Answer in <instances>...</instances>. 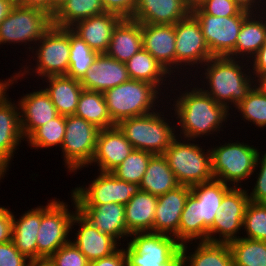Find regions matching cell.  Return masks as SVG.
<instances>
[{
	"label": "cell",
	"instance_id": "cell-1",
	"mask_svg": "<svg viewBox=\"0 0 266 266\" xmlns=\"http://www.w3.org/2000/svg\"><path fill=\"white\" fill-rule=\"evenodd\" d=\"M191 81V86L185 83L186 88H174L175 91L179 92L172 100L174 101L171 105L174 109V117L177 120L175 123L177 136L197 140L205 136H211L212 134H220V129L224 126L223 124L228 122L230 115L229 109L220 103H217L211 96L207 95L201 88L200 85ZM194 85V86H193ZM199 87H198V86ZM193 88H188L192 87ZM189 89V90H188ZM216 132V133H215ZM182 135V136H181Z\"/></svg>",
	"mask_w": 266,
	"mask_h": 266
},
{
	"label": "cell",
	"instance_id": "cell-2",
	"mask_svg": "<svg viewBox=\"0 0 266 266\" xmlns=\"http://www.w3.org/2000/svg\"><path fill=\"white\" fill-rule=\"evenodd\" d=\"M241 60L227 56L212 57L197 71L198 74L202 71L200 78L203 81L200 82V88L217 103L225 105L229 110L231 108L232 111V106L234 108L243 101L254 87L249 61Z\"/></svg>",
	"mask_w": 266,
	"mask_h": 266
},
{
	"label": "cell",
	"instance_id": "cell-3",
	"mask_svg": "<svg viewBox=\"0 0 266 266\" xmlns=\"http://www.w3.org/2000/svg\"><path fill=\"white\" fill-rule=\"evenodd\" d=\"M179 223V243L209 242V228L224 195L232 186L213 178L191 186ZM199 240V241H197Z\"/></svg>",
	"mask_w": 266,
	"mask_h": 266
},
{
	"label": "cell",
	"instance_id": "cell-4",
	"mask_svg": "<svg viewBox=\"0 0 266 266\" xmlns=\"http://www.w3.org/2000/svg\"><path fill=\"white\" fill-rule=\"evenodd\" d=\"M103 94L115 125L124 119L158 110L156 107H160V102H163L165 96L155 85L132 79L108 89ZM161 95H163L162 98H160Z\"/></svg>",
	"mask_w": 266,
	"mask_h": 266
},
{
	"label": "cell",
	"instance_id": "cell-5",
	"mask_svg": "<svg viewBox=\"0 0 266 266\" xmlns=\"http://www.w3.org/2000/svg\"><path fill=\"white\" fill-rule=\"evenodd\" d=\"M31 52L32 55H29V57H33L36 65L34 67L23 65L20 71L17 72L18 80L22 81L32 73L38 76L37 80L38 78L43 80L49 76L66 75L69 69L70 28H60L52 25L36 42Z\"/></svg>",
	"mask_w": 266,
	"mask_h": 266
},
{
	"label": "cell",
	"instance_id": "cell-6",
	"mask_svg": "<svg viewBox=\"0 0 266 266\" xmlns=\"http://www.w3.org/2000/svg\"><path fill=\"white\" fill-rule=\"evenodd\" d=\"M159 109L149 114L120 121L116 126L134 149L163 155L176 135V125ZM169 122H168V121ZM171 124V125H170Z\"/></svg>",
	"mask_w": 266,
	"mask_h": 266
},
{
	"label": "cell",
	"instance_id": "cell-7",
	"mask_svg": "<svg viewBox=\"0 0 266 266\" xmlns=\"http://www.w3.org/2000/svg\"><path fill=\"white\" fill-rule=\"evenodd\" d=\"M180 138L176 136L163 153L179 184L191 187L212 180L210 147L205 152L201 144L193 143L196 140Z\"/></svg>",
	"mask_w": 266,
	"mask_h": 266
},
{
	"label": "cell",
	"instance_id": "cell-8",
	"mask_svg": "<svg viewBox=\"0 0 266 266\" xmlns=\"http://www.w3.org/2000/svg\"><path fill=\"white\" fill-rule=\"evenodd\" d=\"M210 152L213 178L232 187H242L241 183L254 174L257 157L262 151L244 141L230 140L223 145L211 146Z\"/></svg>",
	"mask_w": 266,
	"mask_h": 266
},
{
	"label": "cell",
	"instance_id": "cell-9",
	"mask_svg": "<svg viewBox=\"0 0 266 266\" xmlns=\"http://www.w3.org/2000/svg\"><path fill=\"white\" fill-rule=\"evenodd\" d=\"M127 247V266H180L181 244L174 236L153 232L132 233Z\"/></svg>",
	"mask_w": 266,
	"mask_h": 266
},
{
	"label": "cell",
	"instance_id": "cell-10",
	"mask_svg": "<svg viewBox=\"0 0 266 266\" xmlns=\"http://www.w3.org/2000/svg\"><path fill=\"white\" fill-rule=\"evenodd\" d=\"M70 196L71 202L73 201L71 204L73 211L69 210L66 202L56 197L48 200L49 203L45 206L41 205V223L37 234V260L48 259L60 247L71 241L69 237L71 224L78 209L74 197Z\"/></svg>",
	"mask_w": 266,
	"mask_h": 266
},
{
	"label": "cell",
	"instance_id": "cell-11",
	"mask_svg": "<svg viewBox=\"0 0 266 266\" xmlns=\"http://www.w3.org/2000/svg\"><path fill=\"white\" fill-rule=\"evenodd\" d=\"M52 25V15L43 9L16 5L0 24V45L25 43L23 46L29 49L30 54L36 42Z\"/></svg>",
	"mask_w": 266,
	"mask_h": 266
},
{
	"label": "cell",
	"instance_id": "cell-12",
	"mask_svg": "<svg viewBox=\"0 0 266 266\" xmlns=\"http://www.w3.org/2000/svg\"><path fill=\"white\" fill-rule=\"evenodd\" d=\"M65 135L61 153L67 172L75 173L88 168L95 153L100 129L85 119L74 115L65 116Z\"/></svg>",
	"mask_w": 266,
	"mask_h": 266
},
{
	"label": "cell",
	"instance_id": "cell-13",
	"mask_svg": "<svg viewBox=\"0 0 266 266\" xmlns=\"http://www.w3.org/2000/svg\"><path fill=\"white\" fill-rule=\"evenodd\" d=\"M174 28L176 37L175 48L177 75L178 77L181 76L183 79H186L189 77L186 75L188 74L186 72L193 71L196 67L194 69V76L192 75V77L195 78V75L198 77V74H196L197 69L199 70L200 67H202L201 65L213 57L202 34L199 21L191 13H189L185 18L175 23ZM187 66L194 68L191 70ZM186 69H188V71ZM181 71L185 76L179 74Z\"/></svg>",
	"mask_w": 266,
	"mask_h": 266
},
{
	"label": "cell",
	"instance_id": "cell-14",
	"mask_svg": "<svg viewBox=\"0 0 266 266\" xmlns=\"http://www.w3.org/2000/svg\"><path fill=\"white\" fill-rule=\"evenodd\" d=\"M198 21L206 44L213 57L228 56L236 46L243 20L250 12L242 10L238 15L223 17L205 14L199 7L190 12Z\"/></svg>",
	"mask_w": 266,
	"mask_h": 266
},
{
	"label": "cell",
	"instance_id": "cell-15",
	"mask_svg": "<svg viewBox=\"0 0 266 266\" xmlns=\"http://www.w3.org/2000/svg\"><path fill=\"white\" fill-rule=\"evenodd\" d=\"M86 185L71 190L77 205H102L119 203L126 205L140 191V186L118 179L111 172H100Z\"/></svg>",
	"mask_w": 266,
	"mask_h": 266
},
{
	"label": "cell",
	"instance_id": "cell-16",
	"mask_svg": "<svg viewBox=\"0 0 266 266\" xmlns=\"http://www.w3.org/2000/svg\"><path fill=\"white\" fill-rule=\"evenodd\" d=\"M249 202L246 188L232 187L224 195L213 225L209 228V242L229 243L242 237L238 234L242 231L245 210Z\"/></svg>",
	"mask_w": 266,
	"mask_h": 266
},
{
	"label": "cell",
	"instance_id": "cell-17",
	"mask_svg": "<svg viewBox=\"0 0 266 266\" xmlns=\"http://www.w3.org/2000/svg\"><path fill=\"white\" fill-rule=\"evenodd\" d=\"M174 25L142 24V48L149 52L170 74L176 73V48ZM175 73V74H173Z\"/></svg>",
	"mask_w": 266,
	"mask_h": 266
},
{
	"label": "cell",
	"instance_id": "cell-18",
	"mask_svg": "<svg viewBox=\"0 0 266 266\" xmlns=\"http://www.w3.org/2000/svg\"><path fill=\"white\" fill-rule=\"evenodd\" d=\"M79 226L74 239L71 242L86 256L89 262L111 256L120 247L111 236L99 231L95 226L88 222L78 211L75 213L72 228ZM74 226V227H73ZM74 240V241H73Z\"/></svg>",
	"mask_w": 266,
	"mask_h": 266
},
{
	"label": "cell",
	"instance_id": "cell-19",
	"mask_svg": "<svg viewBox=\"0 0 266 266\" xmlns=\"http://www.w3.org/2000/svg\"><path fill=\"white\" fill-rule=\"evenodd\" d=\"M7 94L0 101V168L8 172L15 151L21 140H25L20 124V109L18 102H12Z\"/></svg>",
	"mask_w": 266,
	"mask_h": 266
},
{
	"label": "cell",
	"instance_id": "cell-20",
	"mask_svg": "<svg viewBox=\"0 0 266 266\" xmlns=\"http://www.w3.org/2000/svg\"><path fill=\"white\" fill-rule=\"evenodd\" d=\"M133 146L117 126L100 129L90 166L98 171L112 172L132 152Z\"/></svg>",
	"mask_w": 266,
	"mask_h": 266
},
{
	"label": "cell",
	"instance_id": "cell-21",
	"mask_svg": "<svg viewBox=\"0 0 266 266\" xmlns=\"http://www.w3.org/2000/svg\"><path fill=\"white\" fill-rule=\"evenodd\" d=\"M190 192L191 188L189 186L180 185L158 196L153 233L174 236L179 242L180 218Z\"/></svg>",
	"mask_w": 266,
	"mask_h": 266
},
{
	"label": "cell",
	"instance_id": "cell-22",
	"mask_svg": "<svg viewBox=\"0 0 266 266\" xmlns=\"http://www.w3.org/2000/svg\"><path fill=\"white\" fill-rule=\"evenodd\" d=\"M41 88L26 94L23 93L18 100L21 130L25 139L38 127L45 125L58 115L49 94L43 87Z\"/></svg>",
	"mask_w": 266,
	"mask_h": 266
},
{
	"label": "cell",
	"instance_id": "cell-23",
	"mask_svg": "<svg viewBox=\"0 0 266 266\" xmlns=\"http://www.w3.org/2000/svg\"><path fill=\"white\" fill-rule=\"evenodd\" d=\"M78 212L99 231L111 236L117 242L128 239L125 222V205L107 203L102 205H77Z\"/></svg>",
	"mask_w": 266,
	"mask_h": 266
},
{
	"label": "cell",
	"instance_id": "cell-24",
	"mask_svg": "<svg viewBox=\"0 0 266 266\" xmlns=\"http://www.w3.org/2000/svg\"><path fill=\"white\" fill-rule=\"evenodd\" d=\"M129 80L125 63L100 53L80 83L86 90L104 93Z\"/></svg>",
	"mask_w": 266,
	"mask_h": 266
},
{
	"label": "cell",
	"instance_id": "cell-25",
	"mask_svg": "<svg viewBox=\"0 0 266 266\" xmlns=\"http://www.w3.org/2000/svg\"><path fill=\"white\" fill-rule=\"evenodd\" d=\"M122 19L118 14L105 12L81 20L70 29L100 54L107 51L112 33Z\"/></svg>",
	"mask_w": 266,
	"mask_h": 266
},
{
	"label": "cell",
	"instance_id": "cell-26",
	"mask_svg": "<svg viewBox=\"0 0 266 266\" xmlns=\"http://www.w3.org/2000/svg\"><path fill=\"white\" fill-rule=\"evenodd\" d=\"M190 12L184 0H137L131 19L141 24L174 25Z\"/></svg>",
	"mask_w": 266,
	"mask_h": 266
},
{
	"label": "cell",
	"instance_id": "cell-27",
	"mask_svg": "<svg viewBox=\"0 0 266 266\" xmlns=\"http://www.w3.org/2000/svg\"><path fill=\"white\" fill-rule=\"evenodd\" d=\"M265 42L266 10L250 13L243 20L235 49L227 57L250 61Z\"/></svg>",
	"mask_w": 266,
	"mask_h": 266
},
{
	"label": "cell",
	"instance_id": "cell-28",
	"mask_svg": "<svg viewBox=\"0 0 266 266\" xmlns=\"http://www.w3.org/2000/svg\"><path fill=\"white\" fill-rule=\"evenodd\" d=\"M142 48V24L123 18L115 27L106 55L126 63Z\"/></svg>",
	"mask_w": 266,
	"mask_h": 266
},
{
	"label": "cell",
	"instance_id": "cell-29",
	"mask_svg": "<svg viewBox=\"0 0 266 266\" xmlns=\"http://www.w3.org/2000/svg\"><path fill=\"white\" fill-rule=\"evenodd\" d=\"M187 245L180 247V266H234L228 243L200 241L192 252Z\"/></svg>",
	"mask_w": 266,
	"mask_h": 266
},
{
	"label": "cell",
	"instance_id": "cell-30",
	"mask_svg": "<svg viewBox=\"0 0 266 266\" xmlns=\"http://www.w3.org/2000/svg\"><path fill=\"white\" fill-rule=\"evenodd\" d=\"M42 81L48 85L46 88L44 86V89L49 94L58 114L74 115L79 97L84 89L80 81L66 75L49 76Z\"/></svg>",
	"mask_w": 266,
	"mask_h": 266
},
{
	"label": "cell",
	"instance_id": "cell-31",
	"mask_svg": "<svg viewBox=\"0 0 266 266\" xmlns=\"http://www.w3.org/2000/svg\"><path fill=\"white\" fill-rule=\"evenodd\" d=\"M41 223V206L31 208L19 219L13 212L12 242L29 260H37V234Z\"/></svg>",
	"mask_w": 266,
	"mask_h": 266
},
{
	"label": "cell",
	"instance_id": "cell-32",
	"mask_svg": "<svg viewBox=\"0 0 266 266\" xmlns=\"http://www.w3.org/2000/svg\"><path fill=\"white\" fill-rule=\"evenodd\" d=\"M158 196L140 190L125 205L127 233L153 232Z\"/></svg>",
	"mask_w": 266,
	"mask_h": 266
},
{
	"label": "cell",
	"instance_id": "cell-33",
	"mask_svg": "<svg viewBox=\"0 0 266 266\" xmlns=\"http://www.w3.org/2000/svg\"><path fill=\"white\" fill-rule=\"evenodd\" d=\"M130 79L145 81L155 85L163 94L168 89V85L174 82L172 77L164 67L145 49L141 48L126 63ZM171 80H169V79ZM168 81V85L167 82ZM170 81V82H169ZM163 85V86H162ZM166 85V86H164ZM165 88V89H162Z\"/></svg>",
	"mask_w": 266,
	"mask_h": 266
},
{
	"label": "cell",
	"instance_id": "cell-34",
	"mask_svg": "<svg viewBox=\"0 0 266 266\" xmlns=\"http://www.w3.org/2000/svg\"><path fill=\"white\" fill-rule=\"evenodd\" d=\"M140 190L160 196L178 186L179 182L163 155H153L140 183Z\"/></svg>",
	"mask_w": 266,
	"mask_h": 266
},
{
	"label": "cell",
	"instance_id": "cell-35",
	"mask_svg": "<svg viewBox=\"0 0 266 266\" xmlns=\"http://www.w3.org/2000/svg\"><path fill=\"white\" fill-rule=\"evenodd\" d=\"M105 13L101 0H66L52 15L53 26L70 28L86 18Z\"/></svg>",
	"mask_w": 266,
	"mask_h": 266
},
{
	"label": "cell",
	"instance_id": "cell-36",
	"mask_svg": "<svg viewBox=\"0 0 266 266\" xmlns=\"http://www.w3.org/2000/svg\"><path fill=\"white\" fill-rule=\"evenodd\" d=\"M75 115L92 123L99 129H108L116 126L111 119L102 92L83 89Z\"/></svg>",
	"mask_w": 266,
	"mask_h": 266
},
{
	"label": "cell",
	"instance_id": "cell-37",
	"mask_svg": "<svg viewBox=\"0 0 266 266\" xmlns=\"http://www.w3.org/2000/svg\"><path fill=\"white\" fill-rule=\"evenodd\" d=\"M228 245L234 266H266V241L240 237Z\"/></svg>",
	"mask_w": 266,
	"mask_h": 266
},
{
	"label": "cell",
	"instance_id": "cell-38",
	"mask_svg": "<svg viewBox=\"0 0 266 266\" xmlns=\"http://www.w3.org/2000/svg\"><path fill=\"white\" fill-rule=\"evenodd\" d=\"M98 54L70 29L69 69L66 76L81 81Z\"/></svg>",
	"mask_w": 266,
	"mask_h": 266
},
{
	"label": "cell",
	"instance_id": "cell-39",
	"mask_svg": "<svg viewBox=\"0 0 266 266\" xmlns=\"http://www.w3.org/2000/svg\"><path fill=\"white\" fill-rule=\"evenodd\" d=\"M65 116L58 114L45 125L38 127L25 141L31 149L61 147L65 135Z\"/></svg>",
	"mask_w": 266,
	"mask_h": 266
},
{
	"label": "cell",
	"instance_id": "cell-40",
	"mask_svg": "<svg viewBox=\"0 0 266 266\" xmlns=\"http://www.w3.org/2000/svg\"><path fill=\"white\" fill-rule=\"evenodd\" d=\"M152 156L149 152L133 149L111 173L120 180L140 185Z\"/></svg>",
	"mask_w": 266,
	"mask_h": 266
},
{
	"label": "cell",
	"instance_id": "cell-41",
	"mask_svg": "<svg viewBox=\"0 0 266 266\" xmlns=\"http://www.w3.org/2000/svg\"><path fill=\"white\" fill-rule=\"evenodd\" d=\"M234 109V112H239L241 120L245 123L252 122L255 127L261 129L266 127V96L256 87H253L247 97Z\"/></svg>",
	"mask_w": 266,
	"mask_h": 266
},
{
	"label": "cell",
	"instance_id": "cell-42",
	"mask_svg": "<svg viewBox=\"0 0 266 266\" xmlns=\"http://www.w3.org/2000/svg\"><path fill=\"white\" fill-rule=\"evenodd\" d=\"M242 230L245 238L266 241V203H248Z\"/></svg>",
	"mask_w": 266,
	"mask_h": 266
},
{
	"label": "cell",
	"instance_id": "cell-43",
	"mask_svg": "<svg viewBox=\"0 0 266 266\" xmlns=\"http://www.w3.org/2000/svg\"><path fill=\"white\" fill-rule=\"evenodd\" d=\"M48 260L53 266H88L86 256L70 241L60 247Z\"/></svg>",
	"mask_w": 266,
	"mask_h": 266
},
{
	"label": "cell",
	"instance_id": "cell-44",
	"mask_svg": "<svg viewBox=\"0 0 266 266\" xmlns=\"http://www.w3.org/2000/svg\"><path fill=\"white\" fill-rule=\"evenodd\" d=\"M257 167V168H256ZM259 168V169H258ZM258 170V173L256 172ZM256 182L255 186L251 189L248 197L251 202L255 203H266V152L264 155L260 152L255 165Z\"/></svg>",
	"mask_w": 266,
	"mask_h": 266
},
{
	"label": "cell",
	"instance_id": "cell-45",
	"mask_svg": "<svg viewBox=\"0 0 266 266\" xmlns=\"http://www.w3.org/2000/svg\"><path fill=\"white\" fill-rule=\"evenodd\" d=\"M198 7L205 14L216 17L235 16L243 10L233 0H205Z\"/></svg>",
	"mask_w": 266,
	"mask_h": 266
},
{
	"label": "cell",
	"instance_id": "cell-46",
	"mask_svg": "<svg viewBox=\"0 0 266 266\" xmlns=\"http://www.w3.org/2000/svg\"><path fill=\"white\" fill-rule=\"evenodd\" d=\"M29 262L12 241L0 244V266H28Z\"/></svg>",
	"mask_w": 266,
	"mask_h": 266
},
{
	"label": "cell",
	"instance_id": "cell-47",
	"mask_svg": "<svg viewBox=\"0 0 266 266\" xmlns=\"http://www.w3.org/2000/svg\"><path fill=\"white\" fill-rule=\"evenodd\" d=\"M105 12L118 14L122 18H132L137 0H101Z\"/></svg>",
	"mask_w": 266,
	"mask_h": 266
},
{
	"label": "cell",
	"instance_id": "cell-48",
	"mask_svg": "<svg viewBox=\"0 0 266 266\" xmlns=\"http://www.w3.org/2000/svg\"><path fill=\"white\" fill-rule=\"evenodd\" d=\"M13 212L0 206V244L12 241Z\"/></svg>",
	"mask_w": 266,
	"mask_h": 266
},
{
	"label": "cell",
	"instance_id": "cell-49",
	"mask_svg": "<svg viewBox=\"0 0 266 266\" xmlns=\"http://www.w3.org/2000/svg\"><path fill=\"white\" fill-rule=\"evenodd\" d=\"M88 266H127L124 248L120 247L111 256L91 261Z\"/></svg>",
	"mask_w": 266,
	"mask_h": 266
},
{
	"label": "cell",
	"instance_id": "cell-50",
	"mask_svg": "<svg viewBox=\"0 0 266 266\" xmlns=\"http://www.w3.org/2000/svg\"><path fill=\"white\" fill-rule=\"evenodd\" d=\"M250 60V68H252L250 70L252 75H261L266 73V42Z\"/></svg>",
	"mask_w": 266,
	"mask_h": 266
},
{
	"label": "cell",
	"instance_id": "cell-51",
	"mask_svg": "<svg viewBox=\"0 0 266 266\" xmlns=\"http://www.w3.org/2000/svg\"><path fill=\"white\" fill-rule=\"evenodd\" d=\"M233 1L240 8L250 13L264 12V10L266 9V0H233ZM263 5L265 8L263 7Z\"/></svg>",
	"mask_w": 266,
	"mask_h": 266
},
{
	"label": "cell",
	"instance_id": "cell-52",
	"mask_svg": "<svg viewBox=\"0 0 266 266\" xmlns=\"http://www.w3.org/2000/svg\"><path fill=\"white\" fill-rule=\"evenodd\" d=\"M20 5L24 7L40 8L51 15V0H23Z\"/></svg>",
	"mask_w": 266,
	"mask_h": 266
},
{
	"label": "cell",
	"instance_id": "cell-53",
	"mask_svg": "<svg viewBox=\"0 0 266 266\" xmlns=\"http://www.w3.org/2000/svg\"><path fill=\"white\" fill-rule=\"evenodd\" d=\"M16 5L8 0H0V24Z\"/></svg>",
	"mask_w": 266,
	"mask_h": 266
},
{
	"label": "cell",
	"instance_id": "cell-54",
	"mask_svg": "<svg viewBox=\"0 0 266 266\" xmlns=\"http://www.w3.org/2000/svg\"><path fill=\"white\" fill-rule=\"evenodd\" d=\"M254 87H256L264 96H266V73L261 75H253Z\"/></svg>",
	"mask_w": 266,
	"mask_h": 266
},
{
	"label": "cell",
	"instance_id": "cell-55",
	"mask_svg": "<svg viewBox=\"0 0 266 266\" xmlns=\"http://www.w3.org/2000/svg\"><path fill=\"white\" fill-rule=\"evenodd\" d=\"M28 266H53L48 259L30 260Z\"/></svg>",
	"mask_w": 266,
	"mask_h": 266
},
{
	"label": "cell",
	"instance_id": "cell-56",
	"mask_svg": "<svg viewBox=\"0 0 266 266\" xmlns=\"http://www.w3.org/2000/svg\"><path fill=\"white\" fill-rule=\"evenodd\" d=\"M205 0H184L186 6L192 10L195 7H198L201 3H203Z\"/></svg>",
	"mask_w": 266,
	"mask_h": 266
},
{
	"label": "cell",
	"instance_id": "cell-57",
	"mask_svg": "<svg viewBox=\"0 0 266 266\" xmlns=\"http://www.w3.org/2000/svg\"><path fill=\"white\" fill-rule=\"evenodd\" d=\"M66 0H51V15L62 5Z\"/></svg>",
	"mask_w": 266,
	"mask_h": 266
},
{
	"label": "cell",
	"instance_id": "cell-58",
	"mask_svg": "<svg viewBox=\"0 0 266 266\" xmlns=\"http://www.w3.org/2000/svg\"><path fill=\"white\" fill-rule=\"evenodd\" d=\"M5 174H7L6 171L1 168L0 169V181H1V179H4V177L6 176Z\"/></svg>",
	"mask_w": 266,
	"mask_h": 266
},
{
	"label": "cell",
	"instance_id": "cell-59",
	"mask_svg": "<svg viewBox=\"0 0 266 266\" xmlns=\"http://www.w3.org/2000/svg\"><path fill=\"white\" fill-rule=\"evenodd\" d=\"M8 1H11L15 5H20L23 0H8Z\"/></svg>",
	"mask_w": 266,
	"mask_h": 266
}]
</instances>
